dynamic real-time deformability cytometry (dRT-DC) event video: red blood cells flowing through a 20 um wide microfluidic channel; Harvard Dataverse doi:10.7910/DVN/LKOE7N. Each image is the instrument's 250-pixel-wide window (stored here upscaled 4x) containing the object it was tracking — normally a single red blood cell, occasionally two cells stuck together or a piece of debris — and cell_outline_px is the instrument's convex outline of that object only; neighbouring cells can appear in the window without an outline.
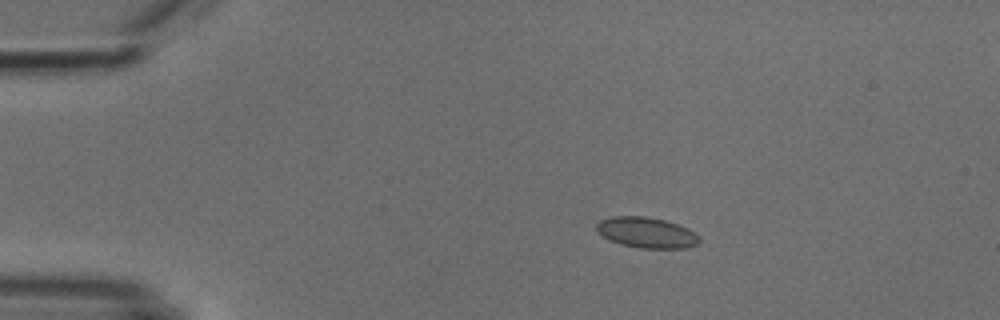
{"species": "common noctule bat (a hibernating species)", "species_latin": "Nyctalus noctula", "temperature_condition": "cold", "stored_images_in_passage": 6, "camera_frame_rate_fps": 3000, "um_per_image_px": 0.085, "animal": {"sex": "male", "body_mass_g": 18.8}, "frame": {"image": 1, "passage_image": 3, "time_ms": 3.333, "image_size_px": [1000, 320], "cell_outline_px": [[700, 240], [696, 244], [688, 248], [640, 248], [620, 244], [608, 240], [596, 232], [596, 224], [600, 220], [612, 216], [644, 216], [664, 220], [688, 228], [700, 236]], "centroid_in_image_um": [54.93, 19.77], "position_along_channel_um": 30.1, "area_um2": 18.5}}
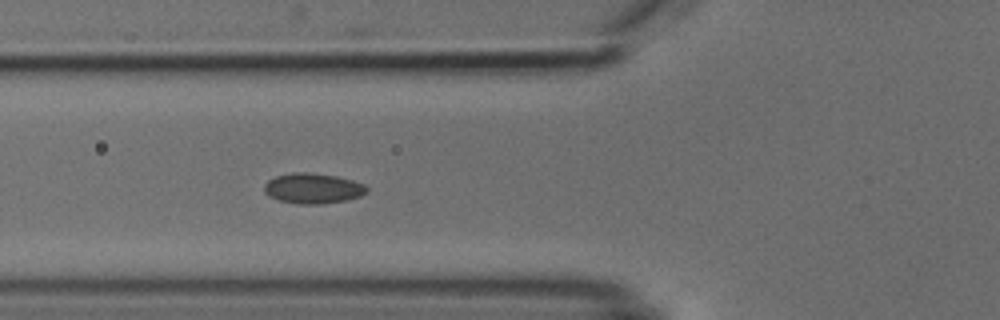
{"frame": {"image": 2, "passage_image": 6, "time_ms": 6.667, "image_size_px": [1000, 320], "cell_outline_px": [[368, 192], [360, 196], [348, 200], [324, 204], [296, 204], [280, 200], [268, 196], [264, 192], [264, 184], [268, 180], [276, 176], [292, 172], [304, 172], [336, 176], [352, 180], [364, 184], [368, 188]], "centroid_in_image_um": [26.6, 16.02], "position_along_channel_um": 99.2, "area_um2": 18.26}}